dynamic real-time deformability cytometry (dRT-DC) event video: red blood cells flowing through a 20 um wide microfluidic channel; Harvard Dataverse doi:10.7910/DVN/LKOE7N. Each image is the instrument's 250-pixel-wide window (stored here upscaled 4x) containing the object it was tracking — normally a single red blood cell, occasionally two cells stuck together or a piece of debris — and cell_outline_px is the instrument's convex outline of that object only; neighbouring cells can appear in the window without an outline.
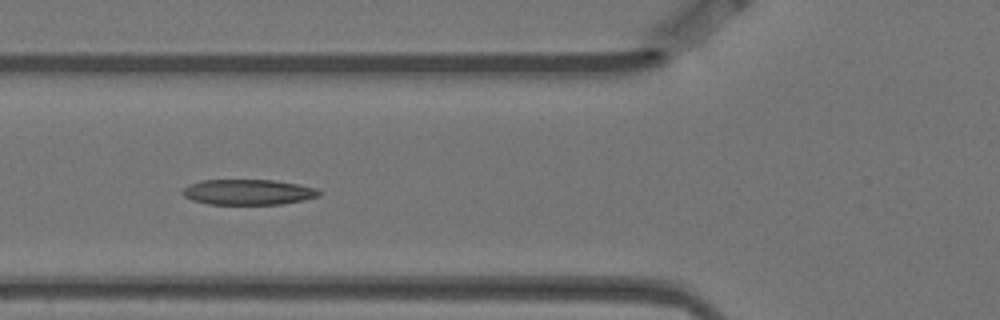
{"species": "Egyptian fruit bat (a non-hibernating species)", "species_latin": "Rousettus aegyptiacus", "temperature_condition": "warm", "stored_images_in_passage": 15, "camera_frame_rate_fps": 3000, "um_per_image_px": 0.085, "animal": {"sex": "female"}, "frame": {"image": 1, "passage_image": 5, "time_ms": 1.333, "image_size_px": [1000, 320], "cell_outline_px": [[320, 196], [304, 200], [280, 204], [208, 204], [192, 200], [184, 196], [180, 192], [188, 184], [200, 180], [272, 180], [296, 184], [316, 188], [320, 192]], "centroid_in_image_um": [21.05, 16.33], "position_along_channel_um": 104.7, "area_um2": 20.23}}
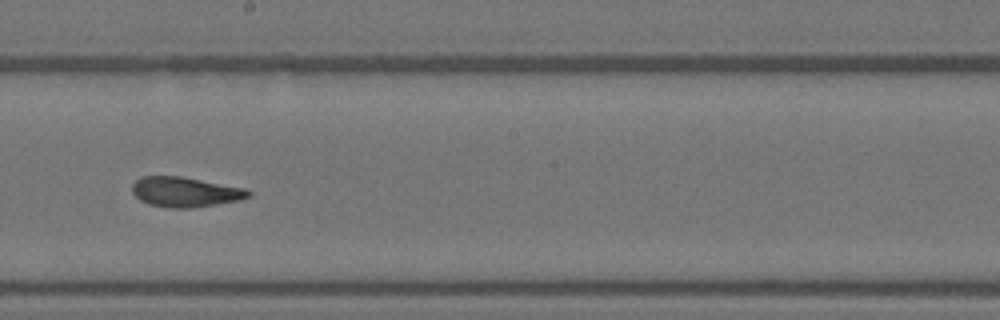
{"frame": {"image": 2, "passage_image": 8, "time_ms": 2.333, "image_size_px": [1000, 320], "cell_outline_px": [[252, 196], [240, 200], [188, 208], [168, 208], [148, 204], [140, 200], [132, 192], [132, 184], [140, 176], [180, 176], [244, 188], [252, 192]], "centroid_in_image_um": [15.72, 16.31], "position_along_channel_um": 232.5, "area_um2": 20.23}}
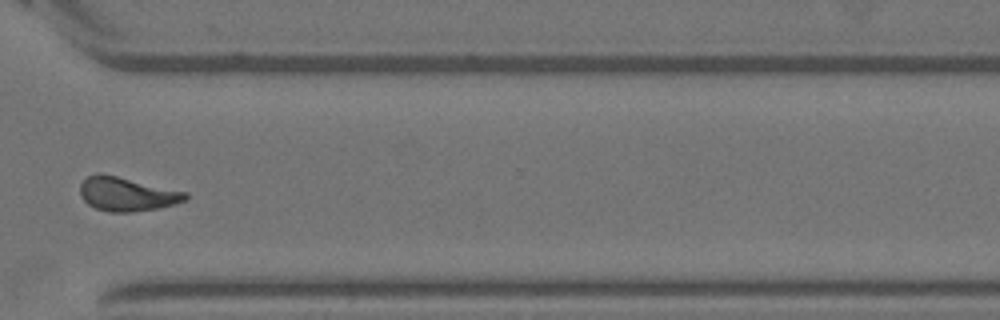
{"frame": {"image": 3, "passage_image": 11, "time_ms": 3.333, "image_size_px": [1000, 320], "cell_outline_px": [[188, 200], [176, 204], [156, 208], [132, 212], [108, 212], [96, 208], [88, 204], [80, 196], [80, 184], [88, 176], [116, 176], [188, 192]], "centroid_in_image_um": [10.84, 16.53], "position_along_channel_um": 359.8, "area_um2": 20.4}}